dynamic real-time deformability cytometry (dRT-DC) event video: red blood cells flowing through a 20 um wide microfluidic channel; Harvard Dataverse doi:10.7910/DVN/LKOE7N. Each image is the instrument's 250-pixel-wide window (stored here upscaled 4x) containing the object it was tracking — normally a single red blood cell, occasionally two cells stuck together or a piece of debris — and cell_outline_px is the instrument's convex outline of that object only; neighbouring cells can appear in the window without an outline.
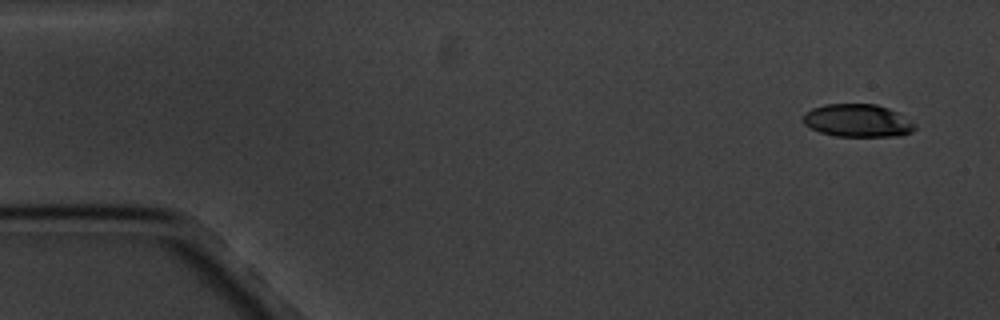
{"species": "common noctule bat (a hibernating species)", "species_latin": "Nyctalus noctula", "temperature_condition": "cold", "stored_images_in_passage": 6, "camera_frame_rate_fps": 3000, "um_per_image_px": 0.085, "animal": {"sex": "male", "body_mass_g": 20.1, "forearm_length_mm": 53.5}, "frame": {"image": 1, "passage_image": 1, "time_ms": 0.0, "image_size_px": [1000, 320], "cell_outline_px": [[916, 128], [912, 132], [900, 136], [836, 136], [820, 132], [804, 124], [804, 112], [812, 108], [824, 104], [876, 104], [888, 108], [912, 120]], "centroid_in_image_um": [72.91, 10.25], "position_along_channel_um": 12.1, "area_um2": 21.39}}
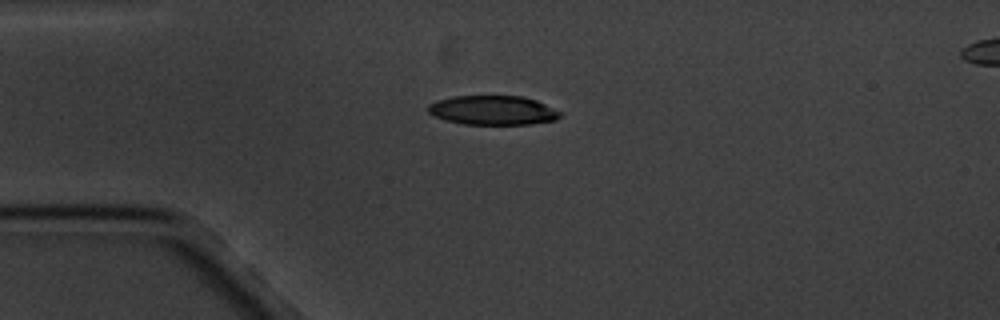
{"frame": {"image": 2, "passage_image": 4, "time_ms": 3.667, "image_size_px": [1000, 320], "cell_outline_px": [[564, 112], [556, 120], [532, 124], [464, 124], [444, 120], [428, 112], [428, 104], [436, 100], [452, 96], [524, 96], [536, 100]], "centroid_in_image_um": [41.92, 9.37], "position_along_channel_um": 43.1, "area_um2": 22.72}}
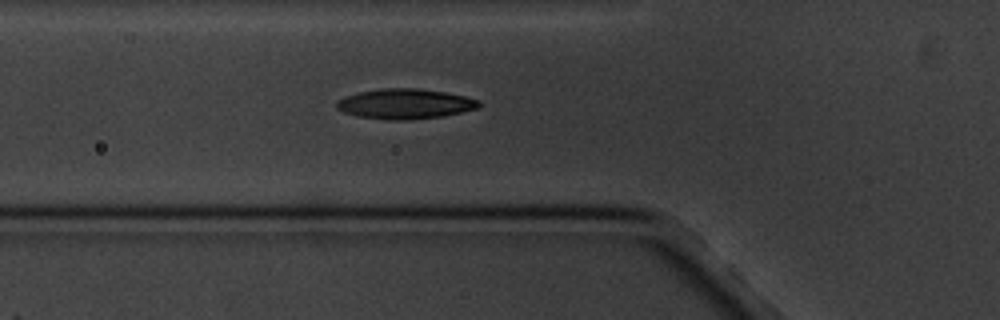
{"frame": {"image": 3, "passage_image": 6, "time_ms": 5.667, "image_size_px": [1000, 320], "cell_outline_px": [[484, 104], [476, 108], [444, 116], [408, 120], [392, 120], [356, 116], [344, 112], [336, 108], [336, 100], [360, 92], [384, 88], [416, 88], [444, 92], [464, 96], [480, 100]], "centroid_in_image_um": [34.44, 8.83], "position_along_channel_um": 91.4, "area_um2": 24.85}}